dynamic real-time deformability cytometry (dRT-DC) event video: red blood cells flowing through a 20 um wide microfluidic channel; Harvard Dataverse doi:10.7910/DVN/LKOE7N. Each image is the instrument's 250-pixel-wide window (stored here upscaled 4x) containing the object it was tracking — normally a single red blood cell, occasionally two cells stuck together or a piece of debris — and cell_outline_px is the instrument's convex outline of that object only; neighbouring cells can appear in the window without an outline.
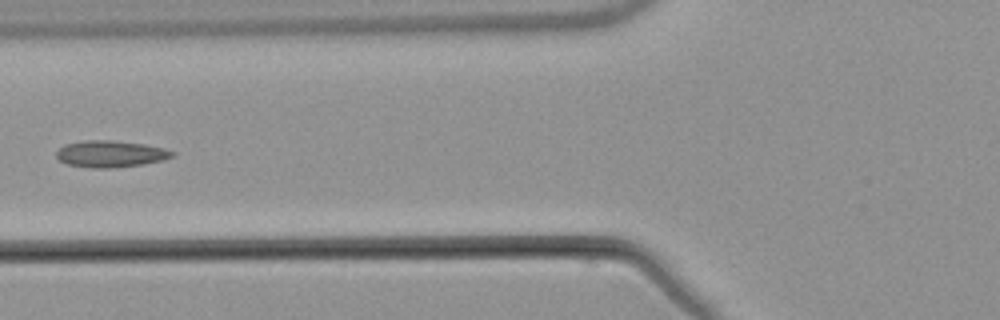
{"species": "common noctule bat (a hibernating species)", "species_latin": "Nyctalus noctula", "temperature_condition": "warm", "stored_images_in_passage": 6, "camera_frame_rate_fps": 3000, "um_per_image_px": 0.085, "animal": {"sex": "male", "body_mass_g": 21.5, "forearm_length_mm": 52.0}, "frame": {"image": 1, "passage_image": 5, "time_ms": 4.667, "image_size_px": [1000, 320], "cell_outline_px": [[176, 156], [164, 160], [140, 164], [112, 168], [92, 168], [68, 164], [60, 160], [56, 156], [56, 152], [64, 144], [84, 140], [112, 140], [144, 144], [164, 148], [176, 152]], "centroid_in_image_um": [9.42, 13.07], "position_along_channel_um": 116.4, "area_um2": 18.03}}
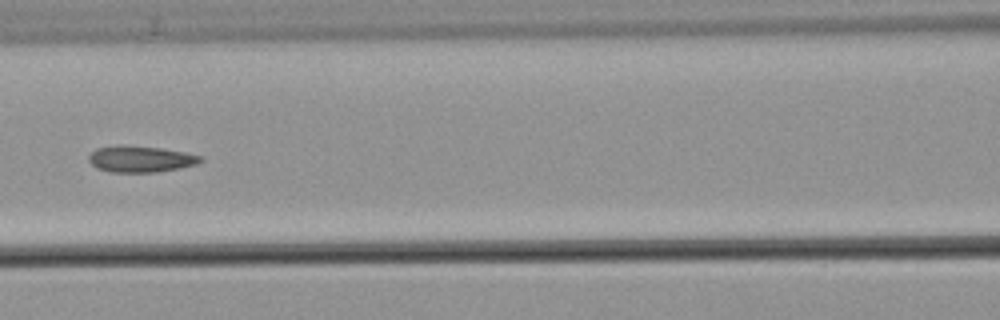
{"frame": {"image": 2, "passage_image": 6, "time_ms": 5.667, "image_size_px": [1000, 320], "cell_outline_px": [[204, 160], [196, 164], [180, 168], [156, 172], [112, 172], [96, 168], [88, 160], [88, 156], [96, 148], [116, 144], [128, 144], [160, 148], [184, 152], [204, 156]], "centroid_in_image_um": [11.94, 13.5], "position_along_channel_um": 154.7, "area_um2": 17.46}}